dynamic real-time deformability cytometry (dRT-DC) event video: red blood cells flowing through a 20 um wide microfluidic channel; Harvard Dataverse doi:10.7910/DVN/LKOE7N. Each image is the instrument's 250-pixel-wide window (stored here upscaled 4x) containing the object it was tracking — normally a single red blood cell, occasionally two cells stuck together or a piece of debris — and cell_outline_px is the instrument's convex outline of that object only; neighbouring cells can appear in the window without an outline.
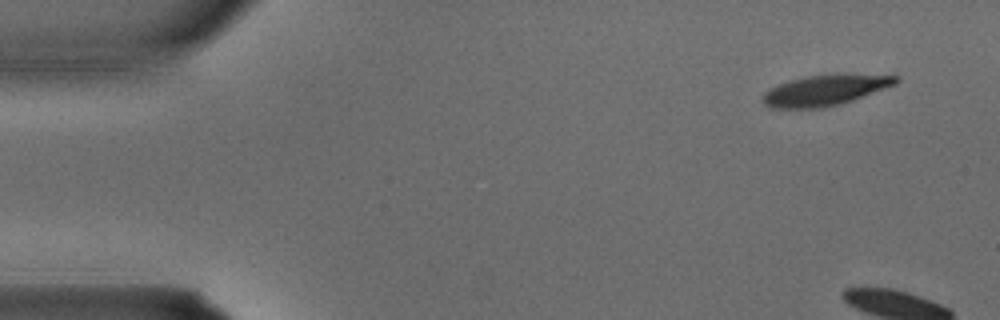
{"species": "common noctule bat (a hibernating species)", "species_latin": "Nyctalus noctula", "temperature_condition": "warm", "stored_images_in_passage": 3, "camera_frame_rate_fps": 3000, "um_per_image_px": 0.085, "animal": {"sex": "male", "body_mass_g": 15.6}, "frame": {"image": 1, "passage_image": 1, "time_ms": 0.0, "image_size_px": [1000, 320], "cell_outline_px": [[900, 80], [896, 84], [852, 100], [840, 104], [820, 108], [768, 108], [764, 104], [764, 92], [780, 84], [792, 80], [808, 76], [836, 72], [840, 72], [900, 76]], "centroid_in_image_um": [70.2, 7.64], "position_along_channel_um": 14.8, "area_um2": 23.99}}